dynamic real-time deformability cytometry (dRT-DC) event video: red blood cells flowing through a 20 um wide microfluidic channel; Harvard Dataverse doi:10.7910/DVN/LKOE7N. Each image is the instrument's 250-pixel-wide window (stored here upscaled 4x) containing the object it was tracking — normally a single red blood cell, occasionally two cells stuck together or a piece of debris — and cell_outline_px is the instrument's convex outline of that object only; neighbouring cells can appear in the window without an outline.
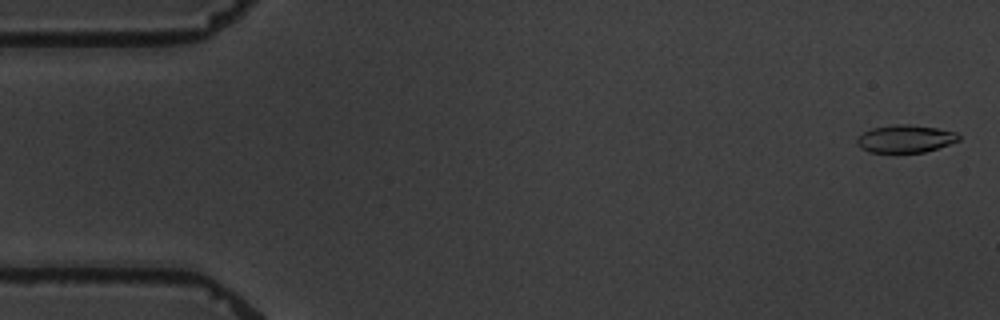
{"species": "common noctule bat (a hibernating species)", "species_latin": "Nyctalus noctula", "temperature_condition": "warm", "stored_images_in_passage": 5, "camera_frame_rate_fps": 3000, "um_per_image_px": 0.085, "animal": {"sex": "male", "body_mass_g": 19.5, "forearm_length_mm": 54.6}, "frame": {"image": 1, "passage_image": 1, "time_ms": 0.0, "image_size_px": [1000, 320], "cell_outline_px": [[960, 140], [924, 152], [868, 152], [860, 148], [856, 140], [864, 132], [872, 128], [896, 124], [908, 124], [936, 128], [956, 132], [960, 136]], "centroid_in_image_um": [76.95, 11.79], "position_along_channel_um": 8.1, "area_um2": 16.18}}